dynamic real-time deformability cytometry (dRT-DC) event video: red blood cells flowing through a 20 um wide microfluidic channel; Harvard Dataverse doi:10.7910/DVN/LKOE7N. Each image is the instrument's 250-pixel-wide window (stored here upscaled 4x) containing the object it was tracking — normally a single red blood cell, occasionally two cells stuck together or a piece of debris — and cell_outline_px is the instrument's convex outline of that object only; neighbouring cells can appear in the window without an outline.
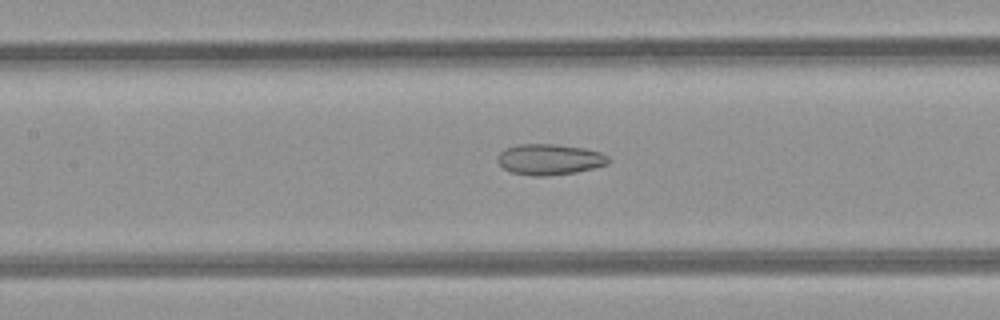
{"species": "common noctule bat (a hibernating species)", "species_latin": "Nyctalus noctula", "temperature_condition": "room temperature", "stored_images_in_passage": 36, "camera_frame_rate_fps": 3000, "um_per_image_px": 0.085, "animal": {"sex": "female", "body_mass_g": 21.9}, "frame": {"image": 1, "passage_image": 16, "time_ms": 5.0, "image_size_px": [1000, 320], "cell_outline_px": [[608, 164], [576, 172], [544, 176], [532, 176], [512, 172], [504, 168], [496, 160], [496, 156], [504, 148], [520, 144], [556, 144], [584, 148], [600, 152], [608, 156]], "centroid_in_image_um": [46.68, 13.54], "position_along_channel_um": 160.7, "area_um2": 19.88}}
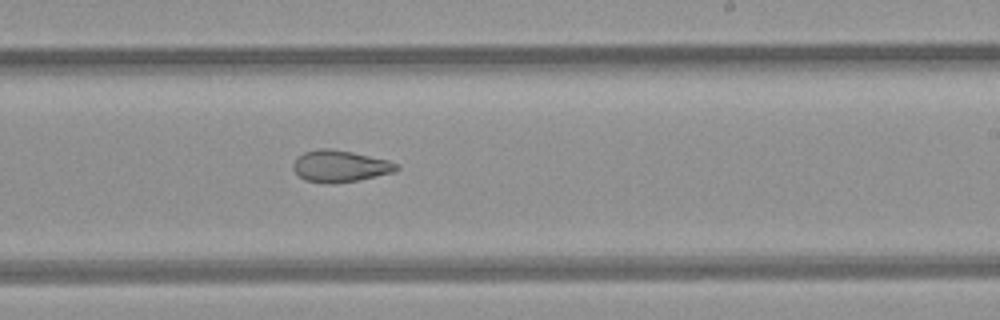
{"frame": {"image": 2, "passage_image": 23, "time_ms": 7.333, "image_size_px": [1000, 320], "cell_outline_px": [[400, 168], [392, 172], [360, 180], [332, 184], [324, 184], [304, 180], [292, 168], [292, 164], [304, 152], [320, 148], [328, 148], [352, 152], [388, 160], [396, 164]], "centroid_in_image_um": [28.88, 14.14], "position_along_channel_um": 260.1, "area_um2": 19.02}}
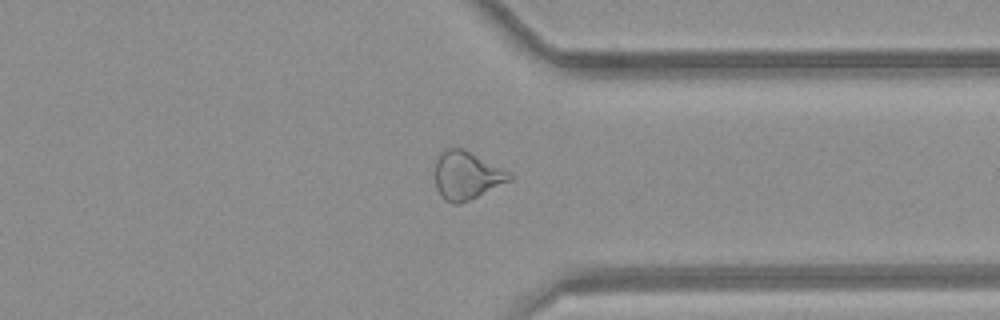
{"frame": {"image": 3, "passage_image": 31, "time_ms": 10.0, "image_size_px": [1000, 320], "cell_outline_px": [[512, 180], [472, 200], [460, 204], [452, 204], [444, 200], [440, 196], [436, 188], [436, 160], [440, 152], [444, 148], [464, 148], [512, 172]], "centroid_in_image_um": [39.69, 14.92], "position_along_channel_um": 371.7, "area_um2": 21.44}}